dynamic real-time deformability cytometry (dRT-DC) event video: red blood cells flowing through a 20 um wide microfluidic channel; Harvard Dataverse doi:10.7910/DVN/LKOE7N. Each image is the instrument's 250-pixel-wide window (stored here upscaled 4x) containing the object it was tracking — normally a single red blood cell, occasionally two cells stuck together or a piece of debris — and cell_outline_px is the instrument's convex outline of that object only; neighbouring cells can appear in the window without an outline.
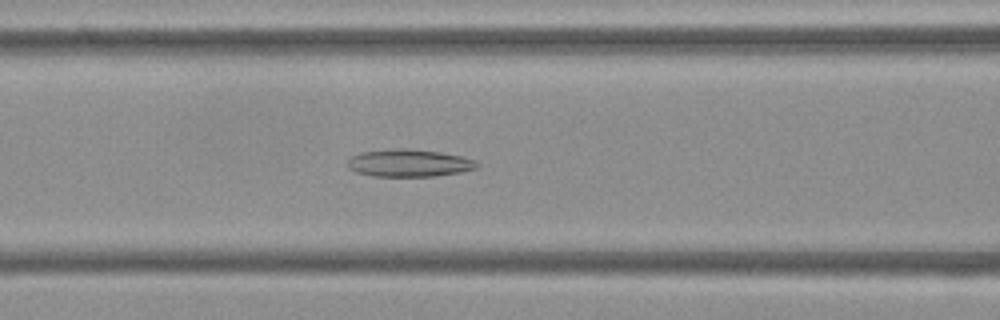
{"species": "Egyptian fruit bat (a non-hibernating species)", "species_latin": "Rousettus aegyptiacus", "temperature_condition": "cold", "stored_images_in_passage": 49, "camera_frame_rate_fps": 3000, "um_per_image_px": 0.085, "frame": {"image": 1, "passage_image": 17, "time_ms": 5.333, "image_size_px": [1000, 320], "cell_outline_px": [[480, 164], [476, 168], [460, 172], [436, 176], [372, 176], [356, 172], [348, 168], [348, 160], [352, 156], [360, 152], [400, 148], [404, 148], [440, 152], [464, 156], [476, 160]], "centroid_in_image_um": [34.79, 13.86], "position_along_channel_um": 131.8, "area_um2": 20.75}}
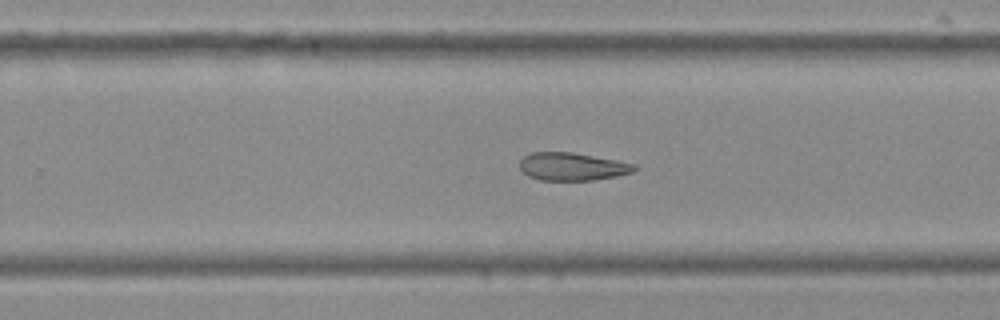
{"frame": {"image": 2, "passage_image": 29, "time_ms": 9.333, "image_size_px": [1000, 320], "cell_outline_px": [[636, 168], [632, 172], [616, 176], [592, 180], [540, 180], [528, 176], [520, 168], [520, 160], [524, 156], [532, 152], [572, 152], [616, 160], [636, 164]], "centroid_in_image_um": [48.62, 14.15], "position_along_channel_um": 281.2, "area_um2": 18.5}}
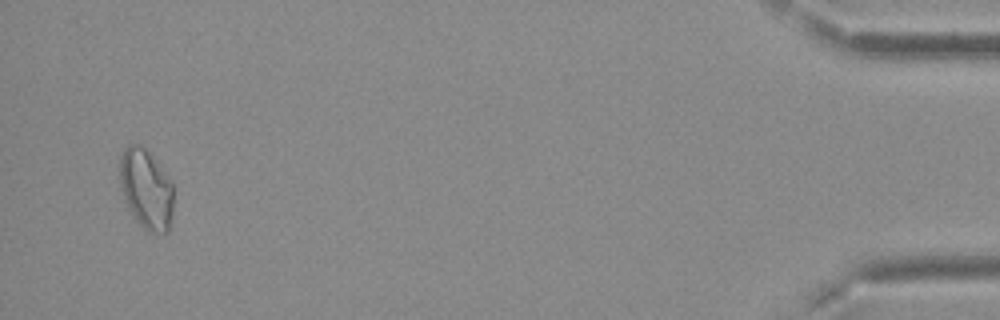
{"frame": {"image": 3, "passage_image": 47, "time_ms": 15.333, "image_size_px": [1000, 320], "cell_outline_px": [[172, 216], [168, 232], [164, 236], [148, 232], [132, 216], [128, 208], [120, 184], [120, 156], [124, 148], [128, 144], [140, 144], [148, 152], [172, 184]], "centroid_in_image_um": [12.41, 16.13], "position_along_channel_um": 422.8, "area_um2": 24.85}}